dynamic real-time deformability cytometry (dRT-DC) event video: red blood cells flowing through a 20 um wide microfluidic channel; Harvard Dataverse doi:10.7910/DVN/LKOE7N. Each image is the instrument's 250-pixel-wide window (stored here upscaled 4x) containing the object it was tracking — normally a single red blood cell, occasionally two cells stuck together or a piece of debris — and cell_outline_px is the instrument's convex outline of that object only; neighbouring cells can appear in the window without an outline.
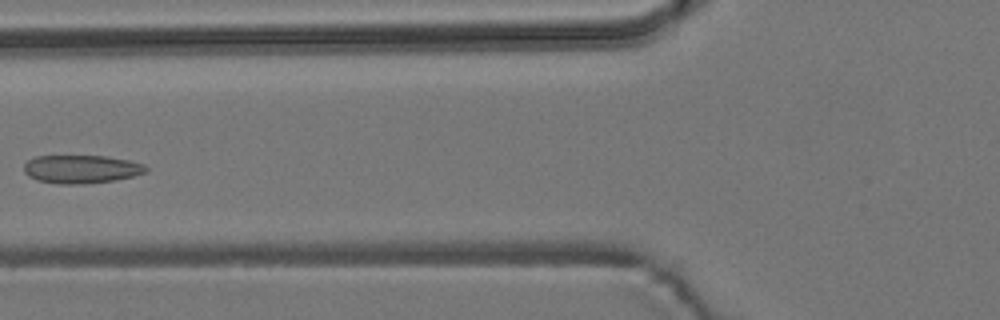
{"species": "common noctule bat (a hibernating species)", "species_latin": "Nyctalus noctula", "temperature_condition": "room temperature", "stored_images_in_passage": 8, "camera_frame_rate_fps": 3000, "um_per_image_px": 0.085, "animal": {"sex": "male", "body_mass_g": 19.2, "forearm_length_mm": 51.8}, "frame": {"image": 1, "passage_image": 6, "time_ms": 6.0, "image_size_px": [1000, 320], "cell_outline_px": [[148, 172], [116, 180], [84, 184], [60, 184], [40, 180], [28, 176], [24, 172], [24, 164], [28, 160], [36, 156], [104, 156], [128, 160], [144, 164], [148, 168]], "centroid_in_image_um": [6.93, 14.37], "position_along_channel_um": 118.9, "area_um2": 20.06}}
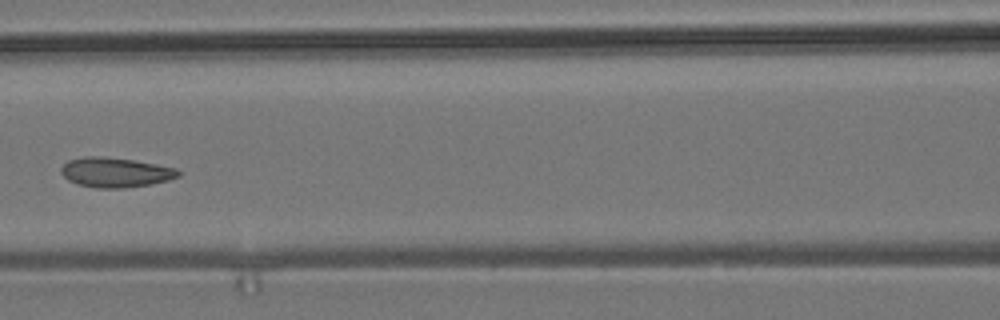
{"frame": {"image": 2, "passage_image": 7, "time_ms": 7.0, "image_size_px": [1000, 320], "cell_outline_px": [[180, 176], [168, 180], [152, 184], [124, 188], [96, 188], [76, 184], [68, 180], [60, 172], [60, 168], [68, 160], [84, 156], [100, 156], [132, 160], [156, 164], [176, 168], [180, 172]], "centroid_in_image_um": [9.79, 14.66], "position_along_channel_um": 156.8, "area_um2": 20.4}}
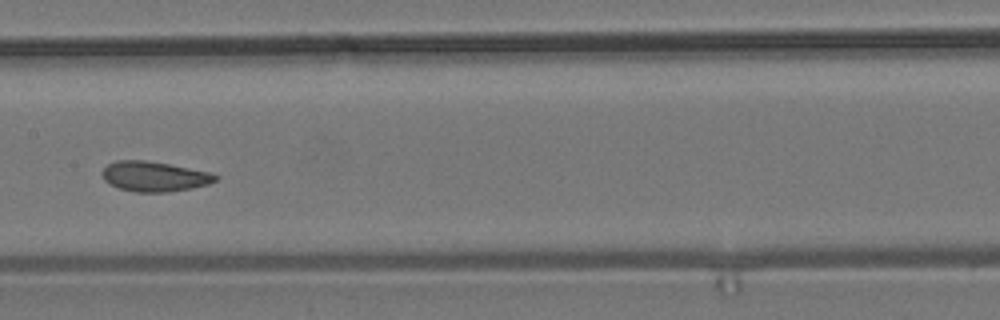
{"frame": {"image": 3, "passage_image": 8, "time_ms": 8.0, "image_size_px": [1000, 320], "cell_outline_px": [[220, 176], [216, 180], [208, 184], [192, 188], [168, 192], [136, 192], [120, 188], [104, 180], [100, 172], [108, 164], [116, 160], [144, 160], [168, 164], [212, 172]], "centroid_in_image_um": [13.13, 14.99], "position_along_channel_um": 194.3, "area_um2": 19.83}}